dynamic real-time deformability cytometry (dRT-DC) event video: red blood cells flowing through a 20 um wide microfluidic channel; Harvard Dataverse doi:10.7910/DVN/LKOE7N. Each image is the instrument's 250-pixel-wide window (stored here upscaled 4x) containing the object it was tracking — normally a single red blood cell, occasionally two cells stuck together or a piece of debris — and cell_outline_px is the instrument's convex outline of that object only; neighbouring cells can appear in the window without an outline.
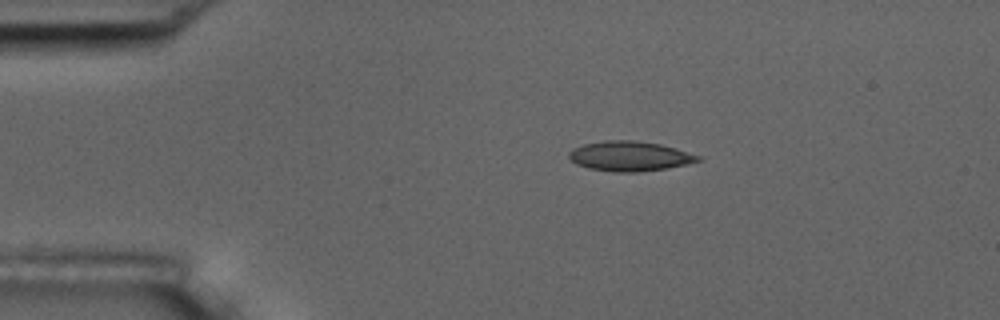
{"species": "common noctule bat (a hibernating species)", "species_latin": "Nyctalus noctula", "temperature_condition": "room temperature", "stored_images_in_passage": 4, "camera_frame_rate_fps": 3000, "um_per_image_px": 0.085, "animal": {"sex": "male", "body_mass_g": 17.5, "forearm_length_mm": 52.3}, "frame": {"image": 1, "passage_image": 2, "time_ms": 1.333, "image_size_px": [1000, 320], "cell_outline_px": [[704, 160], [668, 168], [636, 172], [612, 172], [588, 168], [576, 164], [568, 156], [568, 152], [572, 148], [584, 144], [604, 140], [636, 140], [660, 144], [676, 148], [700, 156]], "centroid_in_image_um": [53.52, 13.27], "position_along_channel_um": 31.5, "area_um2": 22.6}}
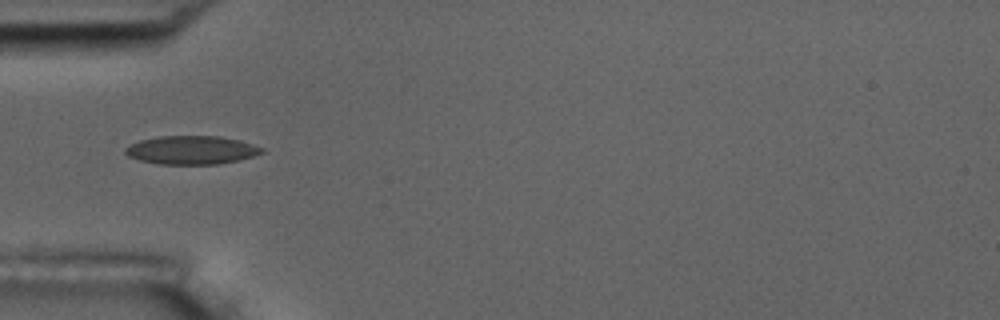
{"frame": {"image": 2, "passage_image": 4, "time_ms": 3.667, "image_size_px": [1000, 320], "cell_outline_px": [[268, 152], [240, 160], [216, 164], [160, 164], [140, 160], [128, 156], [124, 152], [124, 148], [140, 140], [156, 136], [220, 136], [240, 140], [264, 148]], "centroid_in_image_um": [16.32, 12.75], "position_along_channel_um": 68.7, "area_um2": 22.83}}